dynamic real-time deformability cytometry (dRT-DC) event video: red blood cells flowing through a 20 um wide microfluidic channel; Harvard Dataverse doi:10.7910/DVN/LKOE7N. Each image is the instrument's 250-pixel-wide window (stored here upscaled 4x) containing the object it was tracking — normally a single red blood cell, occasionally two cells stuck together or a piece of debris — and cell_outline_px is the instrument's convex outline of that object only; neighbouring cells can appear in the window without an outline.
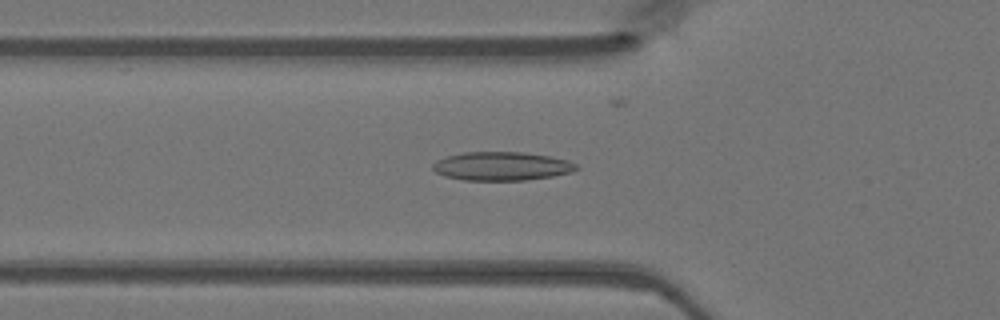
{"species": "Egyptian fruit bat (a non-hibernating species)", "species_latin": "Rousettus aegyptiacus", "temperature_condition": "warm", "stored_images_in_passage": 41, "camera_frame_rate_fps": 3000, "um_per_image_px": 0.085, "animal": {"sex": "female"}, "frame": {"image": 1, "passage_image": 10, "time_ms": 3.0, "image_size_px": [1000, 320], "cell_outline_px": [[580, 168], [572, 172], [552, 176], [524, 180], [464, 180], [444, 176], [436, 172], [432, 168], [432, 164], [436, 160], [448, 156], [464, 152], [524, 152], [548, 156], [568, 160], [576, 164]], "centroid_in_image_um": [42.64, 14.12], "position_along_channel_um": 83.2, "area_um2": 23.93}}
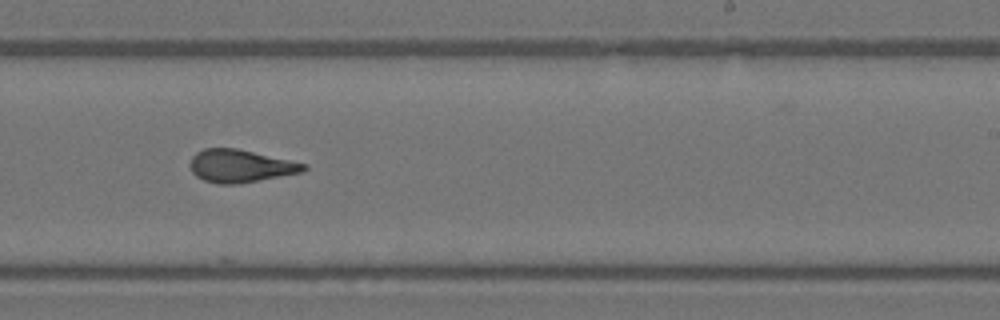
{"frame": {"image": 2, "passage_image": 23, "time_ms": 7.333, "image_size_px": [1000, 320], "cell_outline_px": [[308, 168], [304, 172], [240, 184], [216, 184], [204, 180], [196, 176], [192, 172], [188, 164], [192, 156], [196, 152], [204, 148], [236, 148], [308, 164]], "centroid_in_image_um": [20.43, 14.12], "position_along_channel_um": 268.6, "area_um2": 21.96}}
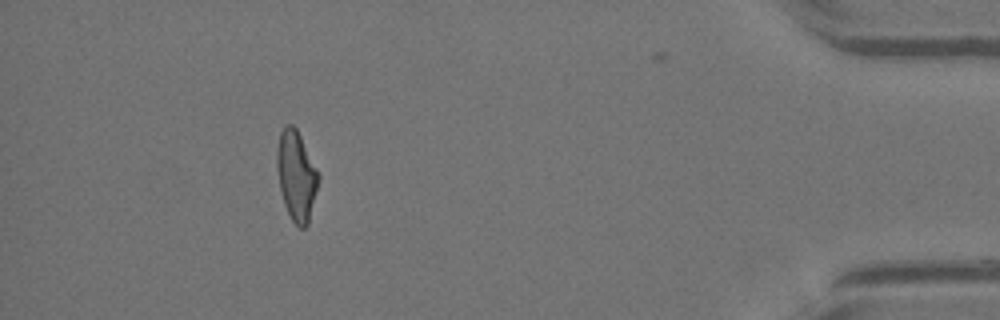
{"frame": {"image": 3, "passage_image": 37, "time_ms": 12.0, "image_size_px": [1000, 320], "cell_outline_px": [[320, 180], [308, 224], [304, 228], [300, 228], [292, 220], [284, 204], [280, 188], [276, 168], [276, 152], [280, 132], [288, 124], [292, 124], [296, 128], [320, 172]], "centroid_in_image_um": [25.21, 14.93], "position_along_channel_um": 410.0, "area_um2": 21.91}}